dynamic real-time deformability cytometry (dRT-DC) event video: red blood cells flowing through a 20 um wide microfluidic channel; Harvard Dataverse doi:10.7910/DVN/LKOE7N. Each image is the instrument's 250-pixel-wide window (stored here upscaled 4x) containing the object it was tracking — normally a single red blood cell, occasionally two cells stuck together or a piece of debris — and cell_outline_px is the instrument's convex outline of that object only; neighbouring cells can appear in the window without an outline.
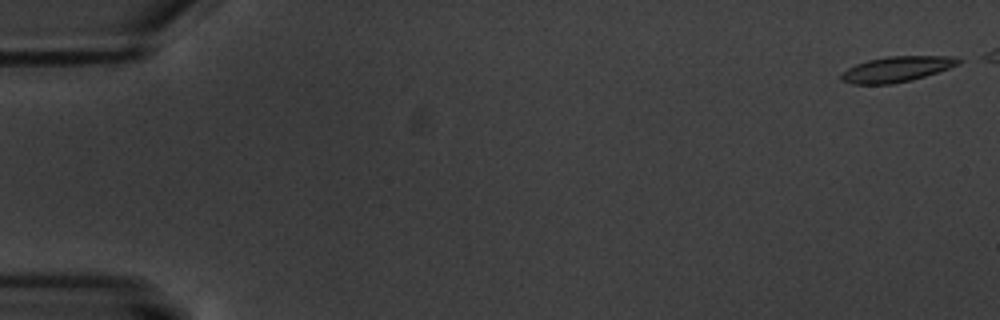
{"species": "common noctule bat (a hibernating species)", "species_latin": "Nyctalus noctula", "temperature_condition": "warm", "stored_images_in_passage": 3, "camera_frame_rate_fps": 3000, "um_per_image_px": 0.085, "animal": {"sex": "male", "body_mass_g": 20.1, "forearm_length_mm": 53.5}, "frame": {"image": 1, "passage_image": 1, "time_ms": 0.0, "image_size_px": [1000, 320], "cell_outline_px": [[964, 60], [960, 64], [912, 80], [892, 84], [852, 84], [840, 80], [840, 76], [848, 68], [856, 64], [868, 60], [888, 56], [952, 56]], "centroid_in_image_um": [76.22, 5.88], "position_along_channel_um": 8.8, "area_um2": 17.34}}